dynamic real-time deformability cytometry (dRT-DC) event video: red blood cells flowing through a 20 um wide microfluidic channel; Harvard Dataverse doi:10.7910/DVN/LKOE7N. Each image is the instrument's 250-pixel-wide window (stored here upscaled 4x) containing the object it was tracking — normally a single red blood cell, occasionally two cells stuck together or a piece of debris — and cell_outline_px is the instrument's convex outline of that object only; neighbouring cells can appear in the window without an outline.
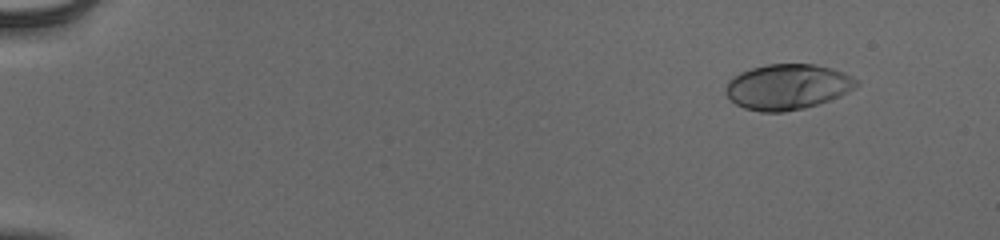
{"species": "human", "species_latin": "Homo sapiens", "temperature_condition": "cold", "stored_images_in_passage": 55, "camera_frame_rate_fps": 3000, "um_per_image_px": 0.085, "donor": {"sex": "male"}, "frame": {"image": 1, "passage_image": 6, "time_ms": 1.667, "image_size_px": [1000, 240], "cell_outline_px": [[860, 84], [856, 88], [840, 96], [804, 108], [784, 112], [760, 112], [744, 108], [736, 104], [724, 92], [728, 80], [732, 76], [740, 72], [752, 68], [768, 64], [812, 64], [832, 68], [844, 72], [860, 80]], "centroid_in_image_um": [66.95, 7.37], "position_along_channel_um": 18.0, "area_um2": 34.85}}
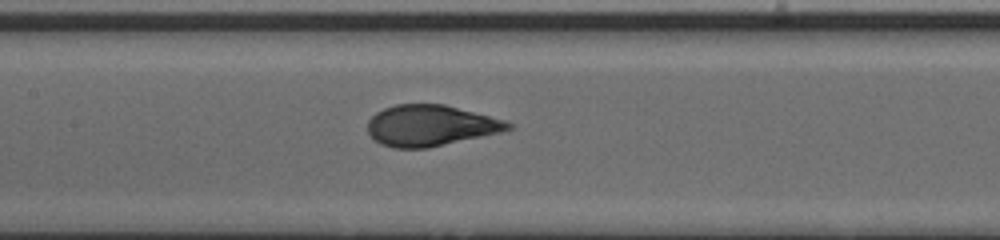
{"frame": {"image": 2, "passage_image": 29, "time_ms": 9.333, "image_size_px": [1000, 240], "cell_outline_px": [[516, 128], [500, 132], [428, 148], [396, 148], [380, 144], [368, 132], [368, 120], [376, 112], [384, 108], [396, 104], [444, 104], [508, 120]], "centroid_in_image_um": [36.63, 10.66], "position_along_channel_um": 170.8, "area_um2": 33.64}}
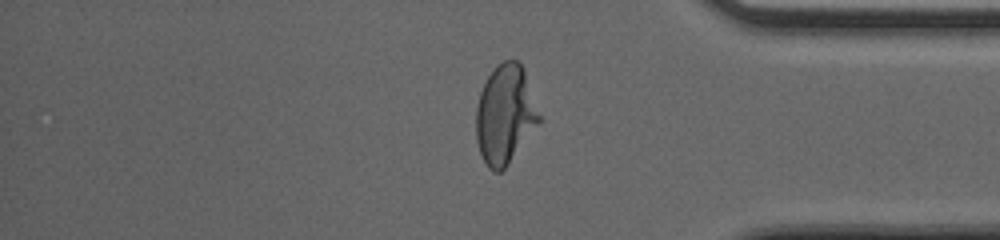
{"frame": {"image": 3, "passage_image": 47, "time_ms": 15.333, "image_size_px": [1000, 240], "cell_outline_px": [[540, 120], [504, 168], [500, 172], [492, 172], [488, 168], [480, 152], [476, 140], [476, 108], [480, 92], [492, 68], [496, 64], [504, 60], [516, 60], [524, 68], [540, 116]], "centroid_in_image_um": [42.9, 9.69], "position_along_channel_um": 392.3, "area_um2": 35.84}, "authors_computed_cell_mechanics": {"area_um2": 34.391, "velocity_mm_per_s": 3.8987, "shape_relaxation_time_tau1_ms": 4.032, "shape_relaxation_time_tau2_ms": null, "deformation_change_tau1": 0.1971, "deformation_change_tau2": null}}